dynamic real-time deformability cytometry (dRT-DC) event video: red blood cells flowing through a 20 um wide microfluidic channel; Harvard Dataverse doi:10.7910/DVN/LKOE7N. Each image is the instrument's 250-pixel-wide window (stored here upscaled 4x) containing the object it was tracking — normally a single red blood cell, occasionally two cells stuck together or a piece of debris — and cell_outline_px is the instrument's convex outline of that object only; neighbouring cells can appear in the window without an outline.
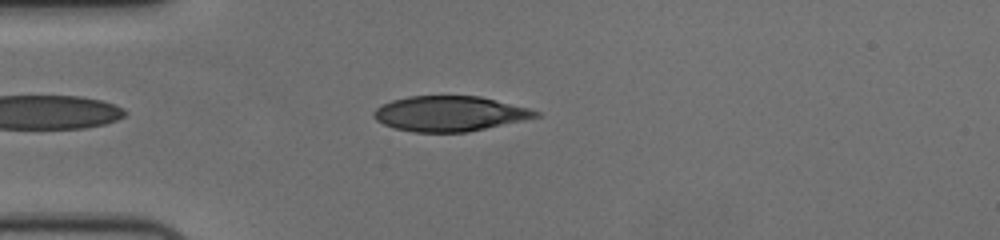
{"species": "human", "species_latin": "Homo sapiens", "temperature_condition": "cold", "stored_images_in_passage": 42, "camera_frame_rate_fps": 3000, "um_per_image_px": 0.085, "donor": {"sex": "female"}, "frame": {"image": 1, "passage_image": 5, "time_ms": 1.333, "image_size_px": [1000, 240], "cell_outline_px": [[540, 116], [524, 120], [468, 132], [412, 132], [396, 128], [384, 124], [376, 120], [372, 116], [372, 112], [380, 104], [392, 100], [408, 96], [480, 96], [528, 108], [540, 112]], "centroid_in_image_um": [38.19, 9.66], "position_along_channel_um": 46.8, "area_um2": 33.18}}
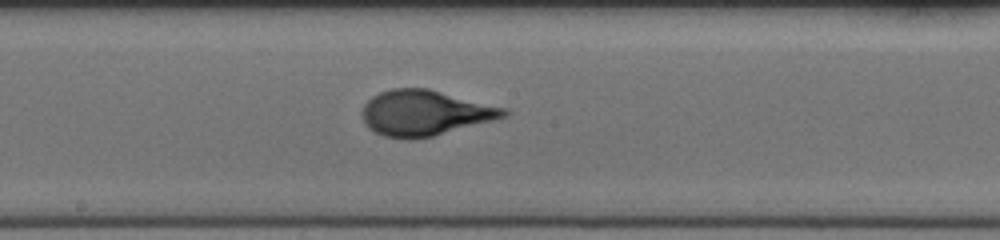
{"frame": {"image": 2, "passage_image": 20, "time_ms": 6.333, "image_size_px": [1000, 240], "cell_outline_px": [[512, 112], [508, 116], [496, 120], [416, 140], [408, 140], [384, 136], [368, 128], [364, 124], [360, 112], [364, 104], [372, 96], [380, 92], [392, 88], [428, 88], [508, 108]], "centroid_in_image_um": [36.13, 9.6], "position_along_channel_um": 212.1, "area_um2": 38.15}}
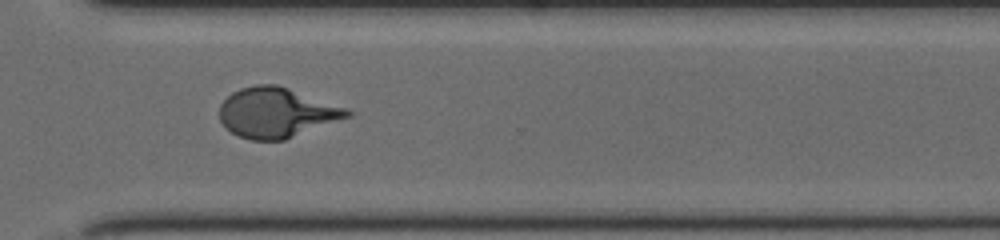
{"frame": {"image": 3, "passage_image": 31, "time_ms": 10.0, "image_size_px": [1000, 240], "cell_outline_px": [[352, 116], [284, 140], [252, 140], [240, 136], [232, 132], [220, 120], [220, 104], [232, 92], [240, 88], [256, 84], [276, 84], [348, 108], [352, 112]], "centroid_in_image_um": [23.53, 9.57], "position_along_channel_um": 347.1, "area_um2": 36.99}, "authors_computed_cell_mechanics": {"area_um2": 36.4718, "velocity_mm_per_s": 3.6739, "shape_relaxation_time_tau1_ms": 4.6544, "shape_relaxation_time_tau2_ms": null, "deformation_change_tau1": 0.2221, "deformation_change_tau2": null}}